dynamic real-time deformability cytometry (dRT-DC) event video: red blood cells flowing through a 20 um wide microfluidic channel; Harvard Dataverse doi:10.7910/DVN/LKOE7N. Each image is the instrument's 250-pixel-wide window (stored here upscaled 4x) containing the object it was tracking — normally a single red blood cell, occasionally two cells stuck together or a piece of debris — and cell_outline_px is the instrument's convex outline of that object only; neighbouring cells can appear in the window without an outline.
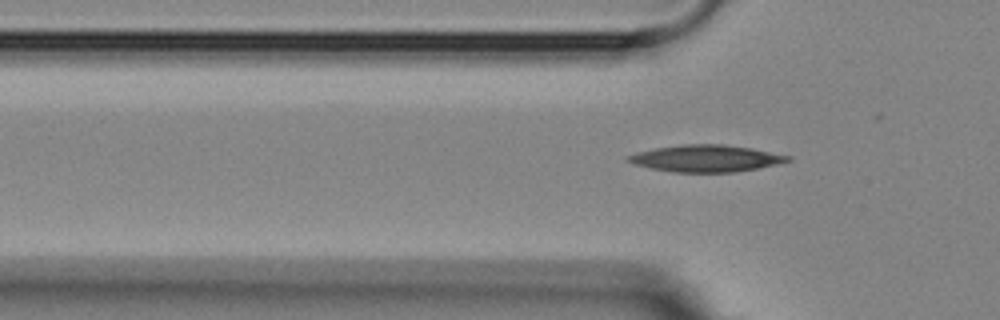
{"species": "Egyptian fruit bat (a non-hibernating species)", "species_latin": "Rousettus aegyptiacus", "temperature_condition": "room temperature", "stored_images_in_passage": 16, "camera_frame_rate_fps": 3000, "um_per_image_px": 0.085, "animal": {"sex": "female"}, "frame": {"image": 1, "passage_image": 6, "time_ms": 6.667, "image_size_px": [1000, 320], "cell_outline_px": [[792, 160], [780, 164], [732, 172], [672, 172], [652, 168], [636, 164], [624, 160], [628, 156], [636, 152], [656, 148], [680, 144], [724, 144], [752, 148], [792, 156]], "centroid_in_image_um": [60.04, 13.45], "position_along_channel_um": 65.8, "area_um2": 24.97}}
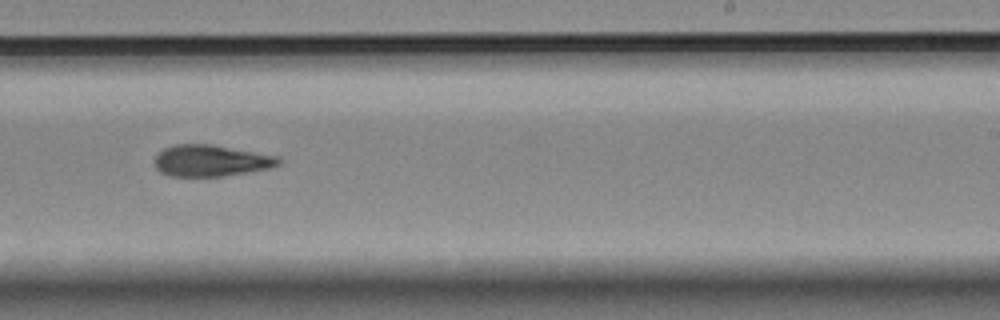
{"frame": {"image": 2, "passage_image": 11, "time_ms": 12.333, "image_size_px": [1000, 320], "cell_outline_px": [[284, 160], [280, 164], [272, 168], [224, 176], [172, 176], [160, 172], [156, 168], [156, 156], [164, 148], [172, 144], [212, 144], [280, 156]], "centroid_in_image_um": [18.0, 13.65], "position_along_channel_um": 271.0, "area_um2": 22.95}}
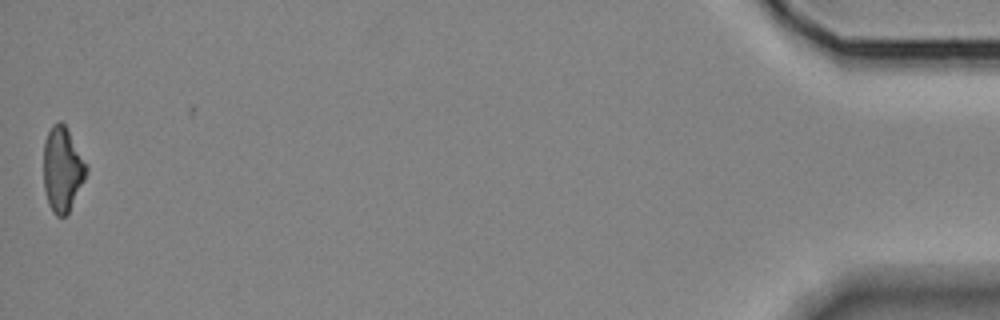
{"frame": {"image": 3, "passage_image": 16, "time_ms": 19.333, "image_size_px": [1000, 320], "cell_outline_px": [[88, 172], [68, 212], [64, 216], [56, 216], [52, 212], [48, 204], [44, 188], [44, 140], [52, 124], [60, 120], [68, 128], [88, 164]], "centroid_in_image_um": [5.31, 14.34], "position_along_channel_um": 429.9, "area_um2": 21.33}, "authors_computed_cell_mechanics": {"area_um2": 22.2819, "velocity_mm_per_s": 3.6258, "shape_relaxation_time_tau1_ms": 3.5659, "shape_relaxation_time_tau2_ms": 6.269, "deformation_change_tau1": 0.1054, "deformation_change_tau2": 0.1555}}